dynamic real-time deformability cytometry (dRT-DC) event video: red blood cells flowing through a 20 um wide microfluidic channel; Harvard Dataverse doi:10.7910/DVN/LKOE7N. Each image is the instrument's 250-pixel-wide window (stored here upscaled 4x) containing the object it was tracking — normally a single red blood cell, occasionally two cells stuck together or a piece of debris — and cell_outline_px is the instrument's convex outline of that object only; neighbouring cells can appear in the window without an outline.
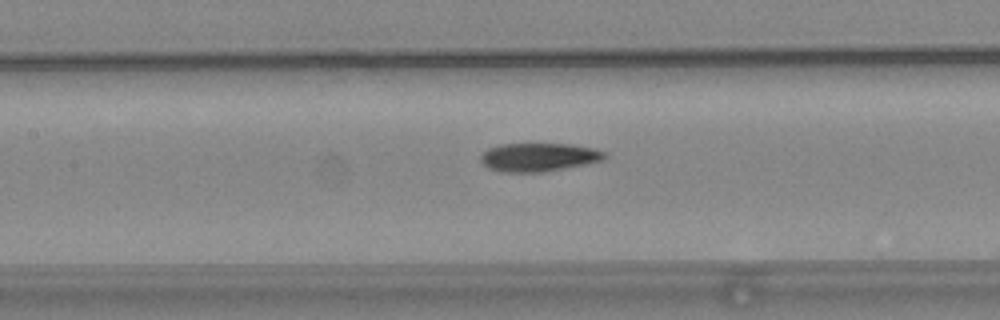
{"species": "common noctule bat (a hibernating species)", "species_latin": "Nyctalus noctula", "temperature_condition": "warm", "stored_images_in_passage": 38, "camera_frame_rate_fps": 3000, "um_per_image_px": 0.085, "animal": {"sex": "female", "body_mass_g": 24.6, "forearm_length_mm": 56.2}, "frame": {"image": 1, "passage_image": 18, "time_ms": 5.667, "image_size_px": [1000, 320], "cell_outline_px": [[608, 156], [600, 160], [584, 164], [544, 172], [500, 172], [488, 168], [480, 160], [480, 156], [488, 148], [500, 144], [572, 144], [596, 148], [608, 152]], "centroid_in_image_um": [45.8, 13.35], "position_along_channel_um": 161.6, "area_um2": 20.63}}
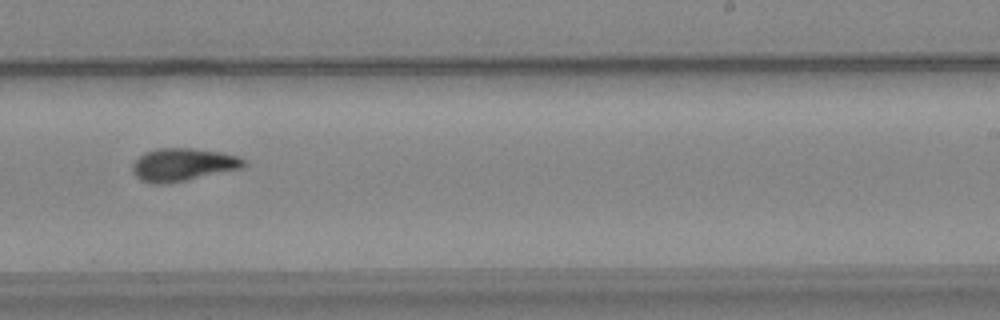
{"frame": {"image": 2, "passage_image": 27, "time_ms": 8.667, "image_size_px": [1000, 320], "cell_outline_px": [[248, 164], [244, 168], [188, 180], [168, 184], [148, 184], [140, 180], [132, 172], [132, 164], [144, 152], [156, 148], [192, 148], [220, 152], [236, 156], [248, 160]], "centroid_in_image_um": [15.56, 14.01], "position_along_channel_um": 273.4, "area_um2": 21.73}}
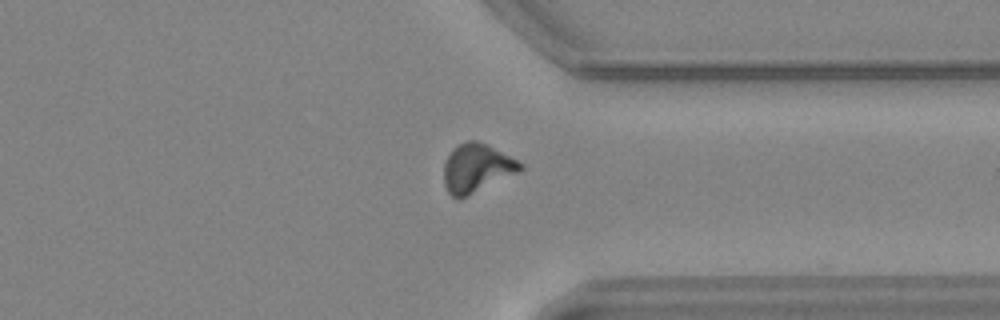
{"frame": {"image": 3, "passage_image": 35, "time_ms": 11.333, "image_size_px": [1000, 320], "cell_outline_px": [[524, 168], [520, 172], [460, 200], [456, 200], [448, 192], [444, 184], [444, 164], [452, 148], [456, 144], [464, 140], [476, 140], [488, 144], [524, 164]], "centroid_in_image_um": [40.52, 14.29], "position_along_channel_um": 370.9, "area_um2": 22.14}, "authors_computed_cell_mechanics": {"area_um2": 20.9525, "velocity_mm_per_s": 3.7446, "shape_relaxation_time_tau1_ms": 9.9741, "shape_relaxation_time_tau2_ms": 3.2662, "deformation_change_tau1": 0.2736, "deformation_change_tau2": 0.1067}}